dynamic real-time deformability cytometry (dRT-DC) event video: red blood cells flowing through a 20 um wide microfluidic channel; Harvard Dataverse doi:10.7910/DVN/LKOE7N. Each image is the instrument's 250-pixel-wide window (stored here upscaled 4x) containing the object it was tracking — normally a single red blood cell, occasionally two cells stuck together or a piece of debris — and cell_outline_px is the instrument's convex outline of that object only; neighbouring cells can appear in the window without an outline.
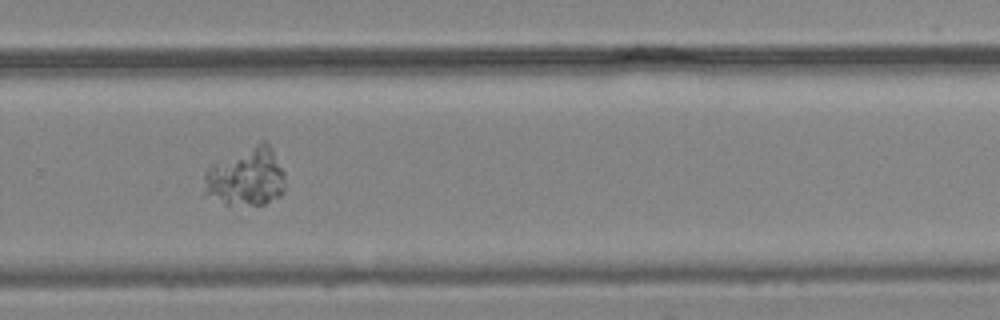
{"species": "common noctule bat (a hibernating species)", "species_latin": "Nyctalus noctula", "temperature_condition": "cold", "stored_images_in_passage": 35, "camera_frame_rate_fps": 3000, "um_per_image_px": 0.085, "animal": {"sex": "male", "body_mass_g": 19.2, "forearm_length_mm": 51.8}, "frame": {"image": 1, "passage_image": 23, "time_ms": 7.333, "image_size_px": [1000, 320], "cell_outline_px": [[284, 192], [280, 196], [264, 204], [224, 204], [204, 196], [204, 172], [212, 164], [260, 140], [264, 140], [268, 144], [284, 172]], "centroid_in_image_um": [20.88, 15.04], "position_along_channel_um": 308.9, "area_um2": 27.74}}
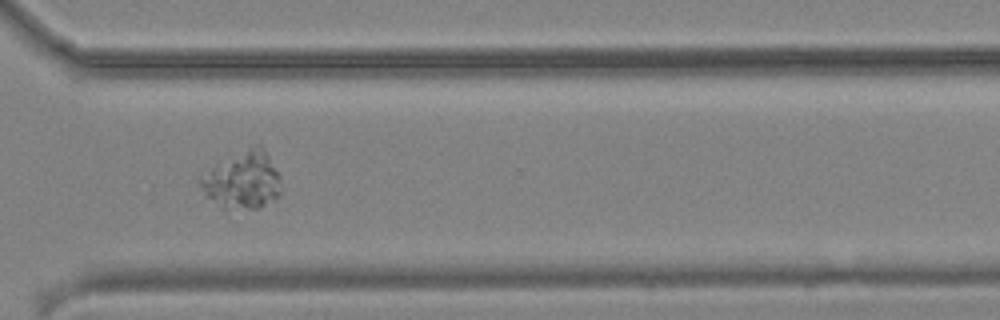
{"frame": {"image": 2, "passage_image": 26, "time_ms": 8.333, "image_size_px": [1000, 320], "cell_outline_px": [[280, 192], [276, 196], [260, 208], [224, 208], [204, 196], [200, 184], [200, 176], [212, 168], [248, 148], [260, 144], [264, 148], [280, 176]], "centroid_in_image_um": [20.63, 15.34], "position_along_channel_um": 350.0, "area_um2": 26.13}}
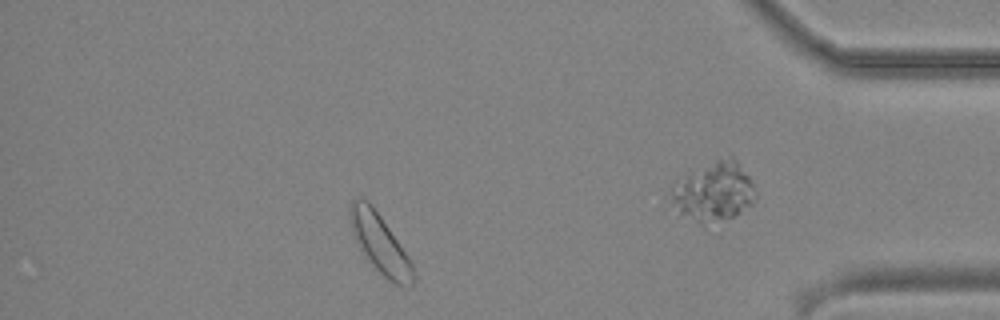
{"frame": {"image": 3, "passage_image": 28, "time_ms": 9.0, "image_size_px": [1000, 320], "cell_outline_px": [[416, 276], [412, 284], [408, 288], [396, 284], [388, 280], [372, 264], [360, 248], [352, 232], [348, 216], [348, 212], [352, 200], [356, 196], [360, 196], [368, 200], [372, 204], [412, 260]], "centroid_in_image_um": [32.31, 20.68], "position_along_channel_um": 402.9, "area_um2": 22.02}}